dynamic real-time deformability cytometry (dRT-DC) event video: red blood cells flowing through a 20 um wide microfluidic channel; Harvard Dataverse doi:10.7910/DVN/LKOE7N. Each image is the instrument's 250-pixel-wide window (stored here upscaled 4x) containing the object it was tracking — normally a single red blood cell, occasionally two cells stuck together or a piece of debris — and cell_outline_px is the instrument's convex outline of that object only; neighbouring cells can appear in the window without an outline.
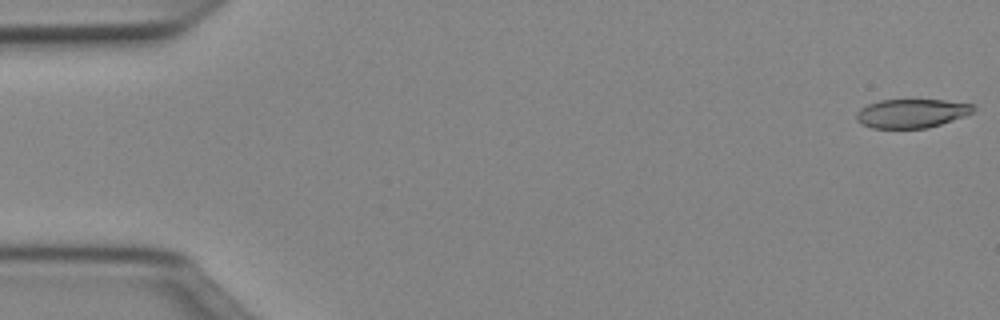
{"species": "Egyptian fruit bat (a non-hibernating species)", "species_latin": "Rousettus aegyptiacus", "temperature_condition": "cold", "stored_images_in_passage": 48, "camera_frame_rate_fps": 3000, "um_per_image_px": 0.085, "animal": {"sex": "female"}, "frame": {"image": 1, "passage_image": 1, "time_ms": 0.0, "image_size_px": [1000, 320], "cell_outline_px": [[976, 108], [972, 112], [964, 116], [928, 128], [872, 128], [860, 124], [856, 120], [856, 112], [860, 108], [868, 104], [880, 100], [944, 100], [976, 104]], "centroid_in_image_um": [77.47, 9.63], "position_along_channel_um": 7.5, "area_um2": 19.77}}
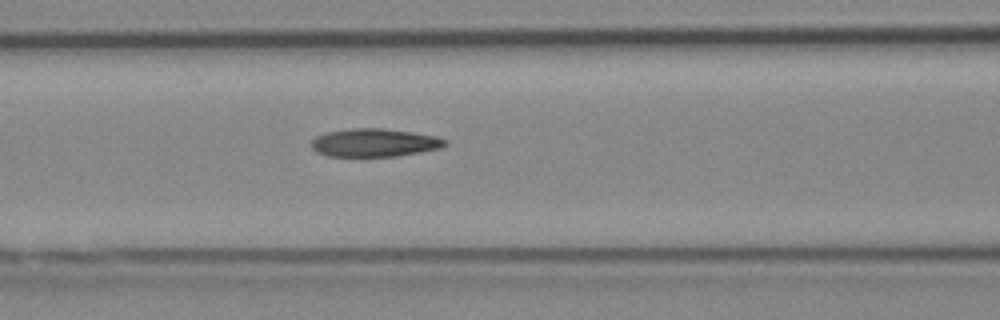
{"frame": {"image": 2, "passage_image": 21, "time_ms": 6.667, "image_size_px": [1000, 320], "cell_outline_px": [[448, 144], [440, 148], [420, 152], [396, 156], [328, 156], [316, 152], [312, 148], [312, 140], [316, 136], [324, 132], [352, 128], [384, 128], [412, 132], [436, 136], [448, 140]], "centroid_in_image_um": [31.83, 12.12], "position_along_channel_um": 134.8, "area_um2": 22.02}}
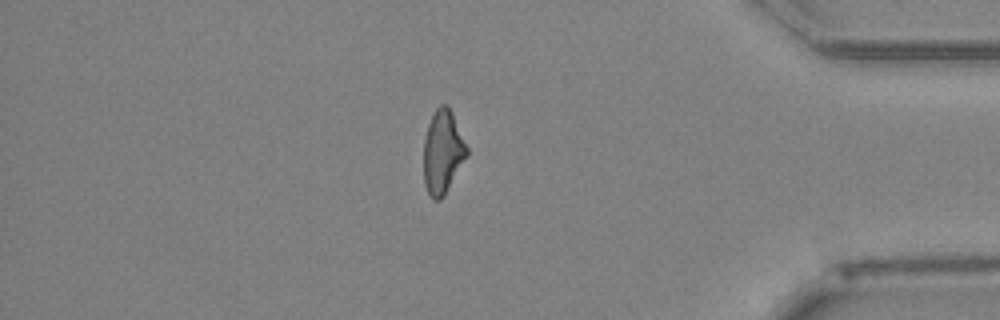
{"frame": {"image": 3, "passage_image": 43, "time_ms": 14.0, "image_size_px": [1000, 320], "cell_outline_px": [[468, 156], [444, 196], [440, 200], [432, 200], [424, 184], [424, 140], [428, 124], [436, 108], [440, 104], [448, 104], [452, 112], [468, 148]], "centroid_in_image_um": [37.64, 12.93], "position_along_channel_um": 397.6, "area_um2": 21.15}, "authors_computed_cell_mechanics": {"area_um2": 21.7617, "velocity_mm_per_s": 4.0251, "shape_relaxation_time_tau1_ms": null, "shape_relaxation_time_tau2_ms": 4.2261, "deformation_change_tau1": null, "deformation_change_tau2": 0.1409}}